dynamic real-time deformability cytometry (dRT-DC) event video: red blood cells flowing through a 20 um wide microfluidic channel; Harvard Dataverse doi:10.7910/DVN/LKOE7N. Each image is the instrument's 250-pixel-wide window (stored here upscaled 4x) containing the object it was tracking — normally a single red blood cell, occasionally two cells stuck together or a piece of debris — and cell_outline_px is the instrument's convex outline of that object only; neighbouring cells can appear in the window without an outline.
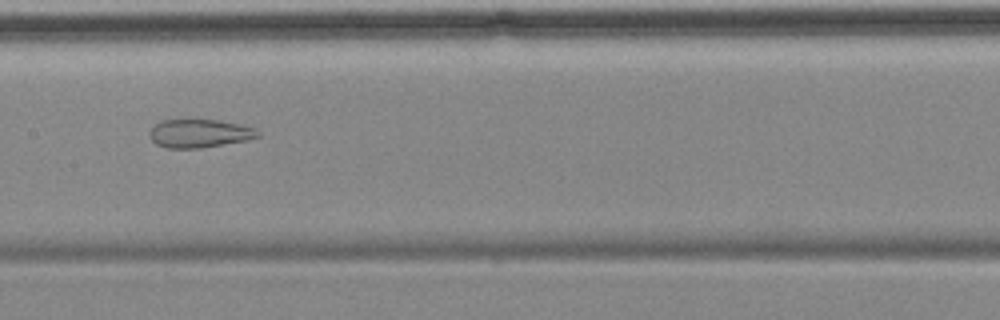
{"species": "common noctule bat (a hibernating species)", "species_latin": "Nyctalus noctula", "temperature_condition": "cold", "stored_images_in_passage": 14, "camera_frame_rate_fps": 3000, "um_per_image_px": 0.085, "animal": {"sex": "female", "body_mass_g": 18.4}, "frame": {"image": 1, "passage_image": 7, "time_ms": 8.333, "image_size_px": [1000, 320], "cell_outline_px": [[260, 136], [244, 140], [200, 148], [168, 148], [156, 144], [148, 136], [148, 132], [160, 120], [220, 120], [240, 124], [256, 128], [260, 132]], "centroid_in_image_um": [16.94, 11.33], "position_along_channel_um": 190.5, "area_um2": 17.8}, "authors_computed_cell_mechanics": {"area_um2": 24.565, "velocity_mm_per_s": 3.5364, "shape_relaxation_time_tau1_ms": null, "shape_relaxation_time_tau2_ms": 1.6138, "deformation_change_tau1": null, "deformation_change_tau2": 0.0692}}